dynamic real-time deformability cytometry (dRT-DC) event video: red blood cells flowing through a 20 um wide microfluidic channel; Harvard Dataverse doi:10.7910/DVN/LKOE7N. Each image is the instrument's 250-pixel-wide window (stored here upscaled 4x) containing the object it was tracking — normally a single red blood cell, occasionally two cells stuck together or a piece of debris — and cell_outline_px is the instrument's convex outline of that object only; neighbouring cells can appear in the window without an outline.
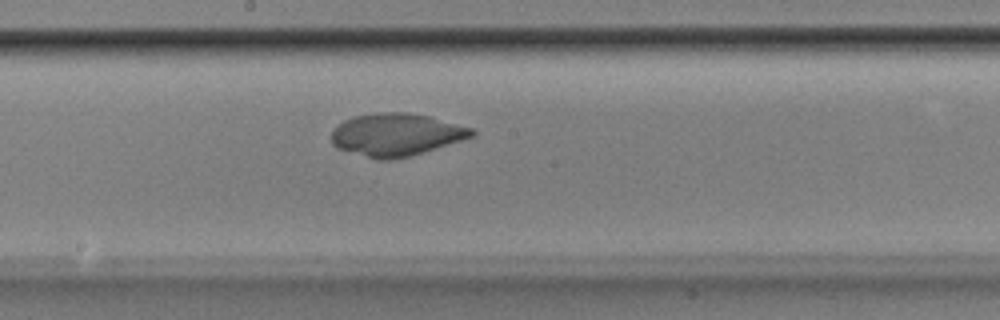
{"species": "Egyptian fruit bat (a non-hibernating species)", "species_latin": "Rousettus aegyptiacus", "temperature_condition": "room temperature", "stored_images_in_passage": 50, "camera_frame_rate_fps": 3000, "um_per_image_px": 0.085, "animal": {"sex": "male"}, "frame": {"image": 1, "passage_image": 26, "time_ms": 8.333, "image_size_px": [1000, 320], "cell_outline_px": [[476, 136], [408, 156], [392, 160], [376, 160], [336, 148], [332, 144], [332, 132], [344, 120], [352, 116], [376, 112], [408, 112], [428, 116], [476, 128]], "centroid_in_image_um": [33.7, 11.44], "position_along_channel_um": 214.5, "area_um2": 35.03}}
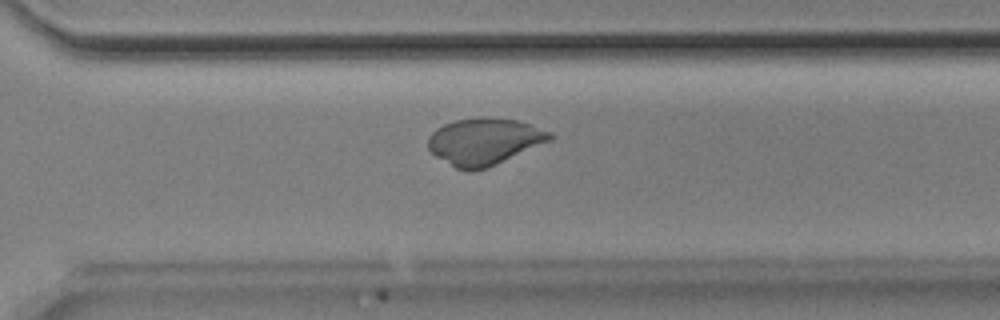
{"frame": {"image": 2, "passage_image": 35, "time_ms": 11.333, "image_size_px": [1000, 320], "cell_outline_px": [[552, 140], [488, 168], [472, 172], [464, 172], [456, 168], [436, 156], [428, 148], [428, 136], [436, 128], [444, 124], [456, 120], [480, 116], [488, 116], [516, 120], [552, 132]], "centroid_in_image_um": [41.15, 12.03], "position_along_channel_um": 329.4, "area_um2": 33.52}}
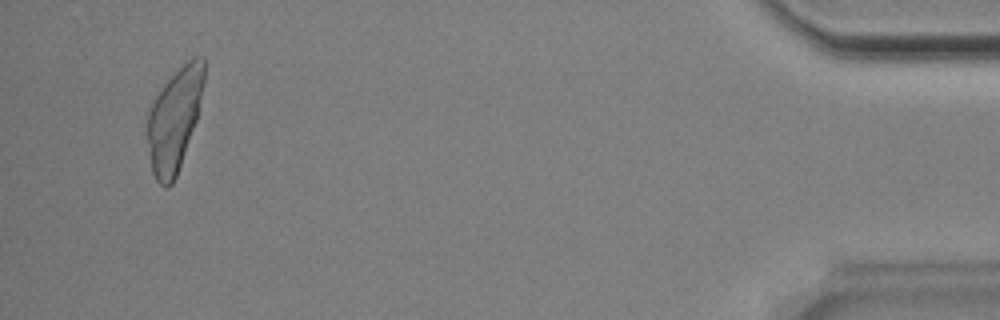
{"frame": {"image": 3, "passage_image": 48, "time_ms": 15.667, "image_size_px": [1000, 320], "cell_outline_px": [[204, 84], [196, 120], [176, 176], [172, 184], [168, 188], [164, 188], [156, 180], [152, 172], [144, 128], [148, 112], [152, 100], [160, 88], [192, 56], [204, 56]], "centroid_in_image_um": [14.78, 10.17], "position_along_channel_um": 420.4, "area_um2": 34.22}}